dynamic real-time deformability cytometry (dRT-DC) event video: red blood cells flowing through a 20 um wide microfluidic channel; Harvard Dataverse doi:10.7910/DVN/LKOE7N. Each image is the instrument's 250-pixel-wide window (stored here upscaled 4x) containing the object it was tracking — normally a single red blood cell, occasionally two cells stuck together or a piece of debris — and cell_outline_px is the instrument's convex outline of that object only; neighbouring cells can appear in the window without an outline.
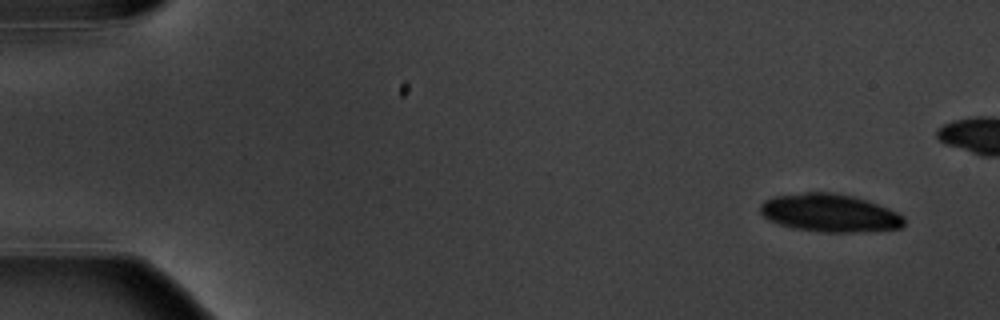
{"species": "common noctule bat (a hibernating species)", "species_latin": "Nyctalus noctula", "temperature_condition": "warm", "stored_images_in_passage": 6, "camera_frame_rate_fps": 3000, "um_per_image_px": 0.085, "animal": {"sex": "male", "body_mass_g": 20.1, "forearm_length_mm": 53.5}, "frame": {"image": 1, "passage_image": 1, "time_ms": 0.0, "image_size_px": [1000, 320], "cell_outline_px": [[904, 224], [900, 228], [852, 232], [824, 232], [796, 228], [780, 224], [768, 220], [760, 212], [760, 204], [764, 200], [772, 196], [804, 192], [828, 192], [852, 196], [888, 208], [904, 216]], "centroid_in_image_um": [70.48, 18.09], "position_along_channel_um": 14.5, "area_um2": 31.5}}